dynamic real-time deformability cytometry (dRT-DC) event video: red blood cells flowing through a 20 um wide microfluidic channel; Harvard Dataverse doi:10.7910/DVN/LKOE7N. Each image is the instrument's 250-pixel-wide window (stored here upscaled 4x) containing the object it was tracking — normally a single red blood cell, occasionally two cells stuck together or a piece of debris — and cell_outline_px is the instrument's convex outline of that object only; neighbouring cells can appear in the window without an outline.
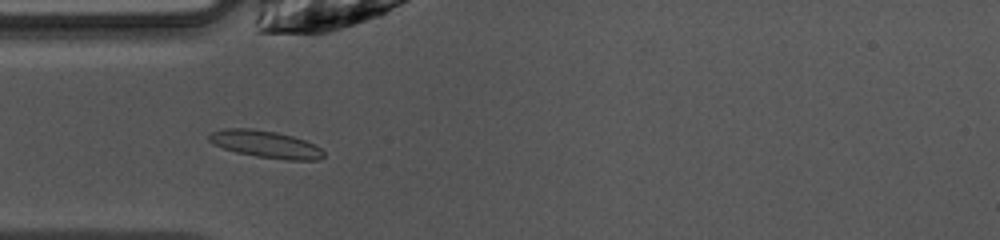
{"species": "common noctule bat (a hibernating species)", "species_latin": "Nyctalus noctula", "temperature_condition": "warm", "stored_images_in_passage": 48, "camera_frame_rate_fps": 3000, "um_per_image_px": 0.085, "animal": {"sex": "female", "body_mass_g": 10.0, "forearm_length_mm": 53.1}, "frame": {"image": 1, "passage_image": 13, "time_ms": 4.0, "image_size_px": [1000, 240], "cell_outline_px": [[324, 156], [320, 160], [288, 160], [256, 156], [236, 152], [212, 144], [208, 140], [208, 136], [212, 132], [224, 128], [252, 128], [276, 132], [292, 136], [304, 140], [320, 148], [324, 152]], "centroid_in_image_um": [22.56, 12.25], "position_along_channel_um": 62.4, "area_um2": 18.09}}
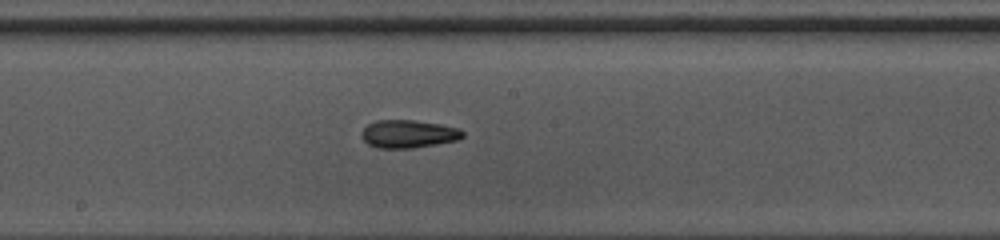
{"frame": {"image": 2, "passage_image": 24, "time_ms": 7.667, "image_size_px": [1000, 240], "cell_outline_px": [[464, 136], [460, 140], [412, 148], [376, 148], [368, 144], [360, 136], [360, 132], [368, 124], [376, 120], [412, 120], [440, 124], [460, 128], [464, 132]], "centroid_in_image_um": [34.71, 11.38], "position_along_channel_um": 213.5, "area_um2": 16.65}}
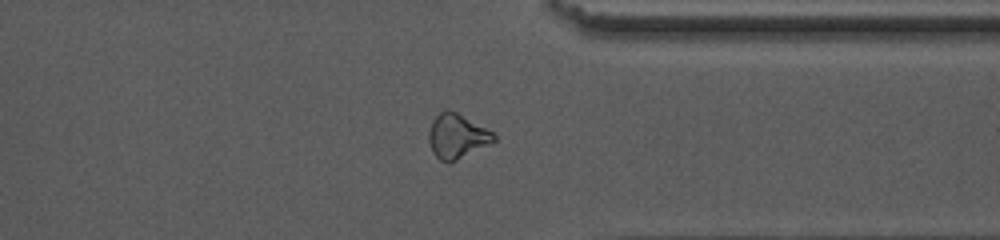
{"frame": {"image": 3, "passage_image": 36, "time_ms": 11.667, "image_size_px": [1000, 240], "cell_outline_px": [[496, 140], [492, 144], [448, 164], [440, 160], [432, 152], [428, 140], [428, 132], [432, 120], [440, 112], [448, 108], [496, 132]], "centroid_in_image_um": [38.87, 11.58], "position_along_channel_um": 372.5, "area_um2": 17.34}, "authors_computed_cell_mechanics": {"area_um2": 16.7909, "velocity_mm_per_s": 4.0859, "shape_relaxation_time_tau1_ms": 9.1514, "shape_relaxation_time_tau2_ms": 3.404, "deformation_change_tau1": 0.2093, "deformation_change_tau2": 0.1089}}